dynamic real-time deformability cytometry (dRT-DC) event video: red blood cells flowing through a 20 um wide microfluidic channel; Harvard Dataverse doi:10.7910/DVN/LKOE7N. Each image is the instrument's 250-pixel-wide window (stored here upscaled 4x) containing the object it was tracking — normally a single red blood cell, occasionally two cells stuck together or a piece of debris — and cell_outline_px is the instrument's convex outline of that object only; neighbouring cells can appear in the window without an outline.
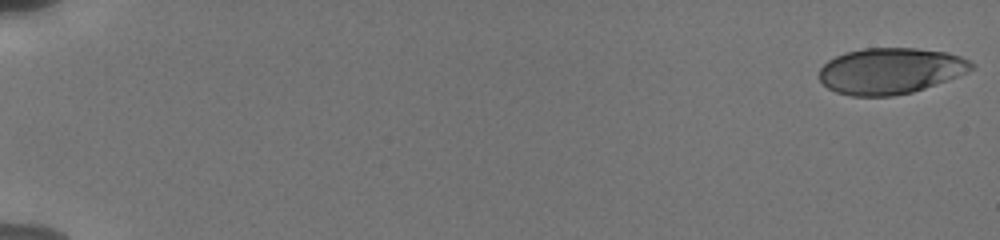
{"species": "human", "species_latin": "Homo sapiens", "temperature_condition": "cold", "stored_images_in_passage": 42, "camera_frame_rate_fps": 3000, "um_per_image_px": 0.085, "donor": {"sex": "male"}, "frame": {"image": 1, "passage_image": 1, "time_ms": 0.0, "image_size_px": [1000, 240], "cell_outline_px": [[976, 64], [968, 72], [924, 88], [912, 92], [892, 96], [852, 96], [836, 92], [828, 88], [820, 80], [820, 68], [828, 60], [844, 52], [864, 48], [916, 48], [948, 52], [960, 56]], "centroid_in_image_um": [75.68, 6.01], "position_along_channel_um": 9.3, "area_um2": 40.81}}
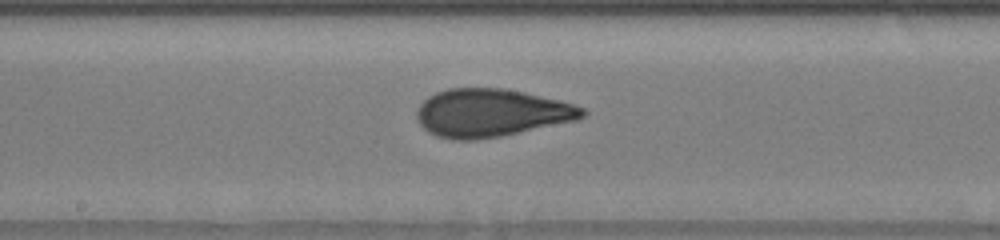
{"frame": {"image": 2, "passage_image": 26, "time_ms": 10.333, "image_size_px": [1000, 240], "cell_outline_px": [[588, 112], [584, 116], [576, 120], [500, 136], [476, 140], [452, 140], [436, 136], [428, 132], [420, 124], [416, 116], [416, 112], [420, 104], [428, 96], [436, 92], [448, 88], [504, 88], [524, 92], [560, 100], [584, 108]], "centroid_in_image_um": [41.72, 9.59], "position_along_channel_um": 206.5, "area_um2": 46.24}}
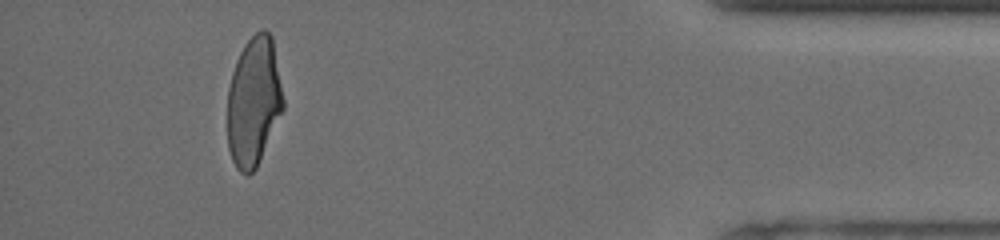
{"frame": {"image": 3, "passage_image": 40, "time_ms": 17.0, "image_size_px": [1000, 240], "cell_outline_px": [[284, 108], [256, 168], [248, 176], [244, 176], [236, 168], [232, 160], [228, 148], [228, 88], [232, 72], [236, 60], [244, 44], [256, 32], [264, 28], [272, 36], [284, 100]], "centroid_in_image_um": [21.56, 8.64], "position_along_channel_um": 413.6, "area_um2": 42.08}, "authors_computed_cell_mechanics": {"area_um2": 44.506, "velocity_mm_per_s": 3.7885, "shape_relaxation_time_tau1_ms": 4.0244, "shape_relaxation_time_tau2_ms": 0.889, "deformation_change_tau1": 0.1739, "deformation_change_tau2": 0.0665}}